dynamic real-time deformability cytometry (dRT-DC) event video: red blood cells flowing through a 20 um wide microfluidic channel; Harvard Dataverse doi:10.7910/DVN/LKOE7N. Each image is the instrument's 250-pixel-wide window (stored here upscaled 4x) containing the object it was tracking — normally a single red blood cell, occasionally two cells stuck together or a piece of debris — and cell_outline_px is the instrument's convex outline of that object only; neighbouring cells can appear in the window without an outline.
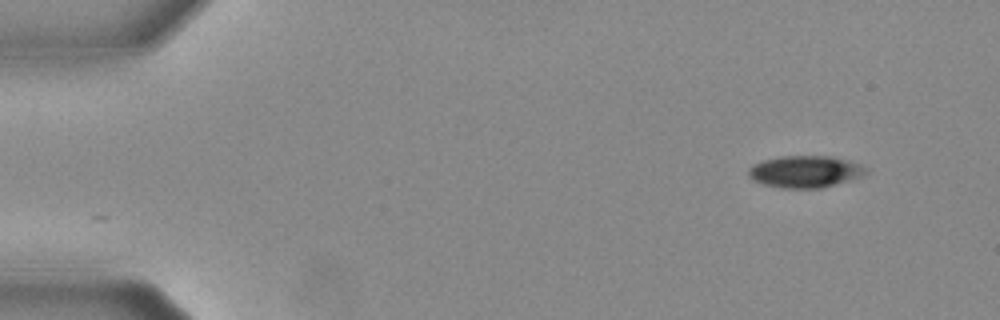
{"species": "Egyptian fruit bat (a non-hibernating species)", "species_latin": "Rousettus aegyptiacus", "temperature_condition": "warm", "stored_images_in_passage": 51, "camera_frame_rate_fps": 3000, "um_per_image_px": 0.085, "animal": {"sex": "female"}, "frame": {"image": 1, "passage_image": 1, "time_ms": 0.0, "image_size_px": [1000, 320], "cell_outline_px": [[868, 172], [860, 176], [848, 180], [820, 188], [780, 188], [764, 184], [752, 180], [748, 176], [748, 168], [752, 164], [760, 160], [780, 156], [832, 156], [848, 160], [860, 164], [868, 168]], "centroid_in_image_um": [68.38, 14.57], "position_along_channel_um": 16.6, "area_um2": 21.96}}
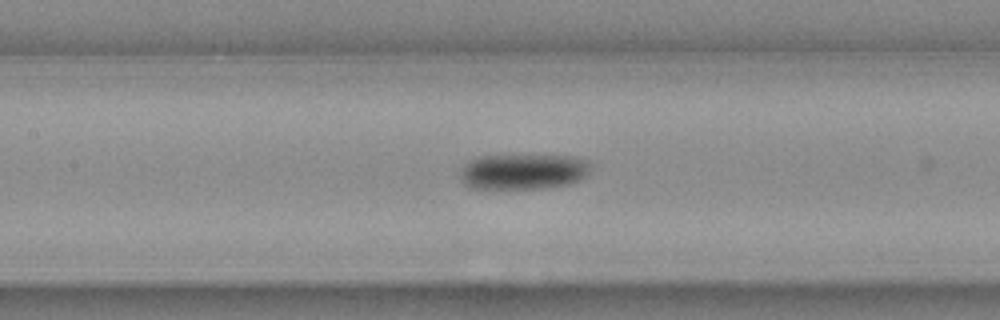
{"frame": {"image": 2, "passage_image": 22, "time_ms": 7.0, "image_size_px": [1000, 320], "cell_outline_px": [[588, 172], [580, 180], [568, 184], [544, 188], [476, 188], [468, 184], [460, 176], [460, 172], [464, 164], [480, 156], [568, 156], [584, 160], [588, 164]], "centroid_in_image_um": [44.47, 14.59], "position_along_channel_um": 162.9, "area_um2": 26.24}}
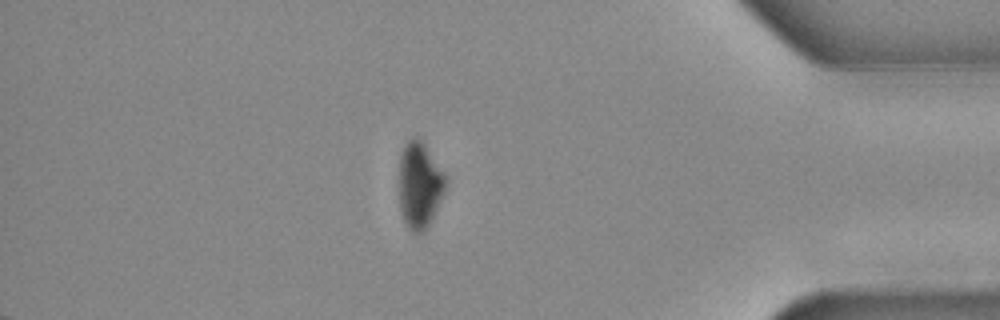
{"frame": {"image": 3, "passage_image": 44, "time_ms": 14.333, "image_size_px": [1000, 320], "cell_outline_px": [[444, 192], [428, 224], [420, 232], [412, 232], [408, 228], [404, 220], [400, 208], [400, 156], [408, 140], [420, 140], [424, 144], [444, 172]], "centroid_in_image_um": [35.65, 15.74], "position_along_channel_um": 399.6, "area_um2": 22.31}, "authors_computed_cell_mechanics": {"area_um2": 25.3742, "velocity_mm_per_s": 3.6922, "shape_relaxation_time_tau1_ms": 7.7316, "shape_relaxation_time_tau2_ms": null, "deformation_change_tau1": 0.1931, "deformation_change_tau2": null}}